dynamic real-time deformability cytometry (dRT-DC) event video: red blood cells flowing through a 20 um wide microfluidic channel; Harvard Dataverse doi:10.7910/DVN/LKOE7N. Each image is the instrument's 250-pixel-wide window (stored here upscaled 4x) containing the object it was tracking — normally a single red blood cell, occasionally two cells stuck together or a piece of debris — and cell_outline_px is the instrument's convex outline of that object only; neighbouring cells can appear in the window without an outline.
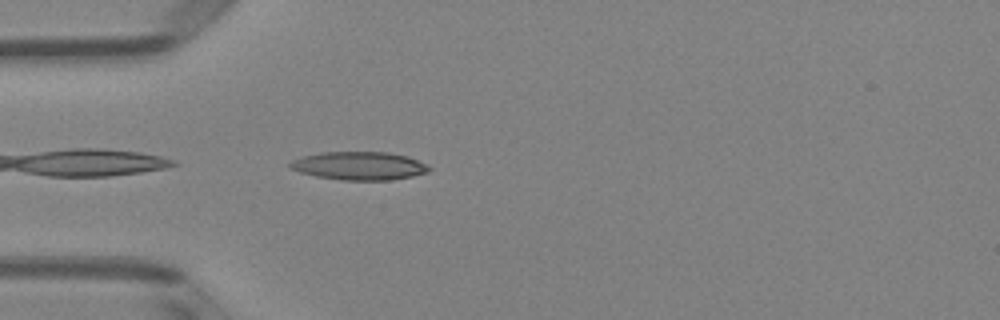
{"species": "Egyptian fruit bat (a non-hibernating species)", "species_latin": "Rousettus aegyptiacus", "temperature_condition": "room temperature", "stored_images_in_passage": 9, "camera_frame_rate_fps": 3000, "um_per_image_px": 0.085, "animal": {"sex": "female"}, "frame": {"image": 1, "passage_image": 1, "time_ms": 0.0, "image_size_px": [1000, 320], "cell_outline_px": [[432, 168], [428, 172], [412, 176], [392, 180], [344, 180], [316, 176], [300, 172], [288, 168], [288, 164], [292, 160], [304, 156], [320, 152], [388, 152], [408, 156], [428, 164]], "centroid_in_image_um": [30.56, 14.09], "position_along_channel_um": 54.4, "area_um2": 23.0}}
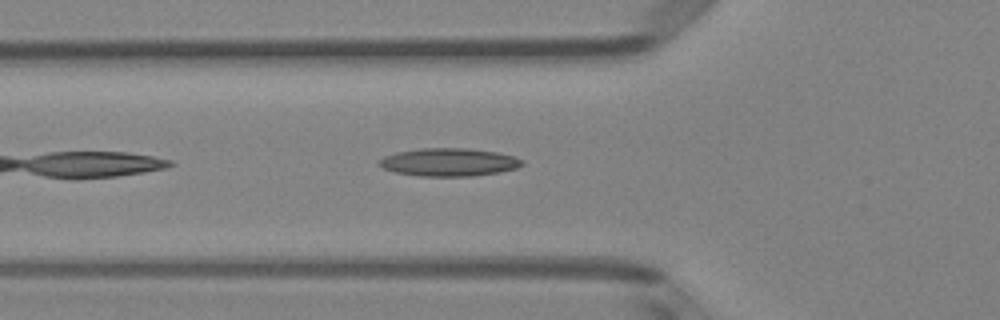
{"frame": {"image": 2, "passage_image": 4, "time_ms": 1.0, "image_size_px": [1000, 320], "cell_outline_px": [[524, 164], [516, 168], [496, 172], [472, 176], [420, 176], [396, 172], [384, 168], [376, 164], [384, 156], [396, 152], [420, 148], [468, 148], [496, 152], [516, 156], [524, 160]], "centroid_in_image_um": [38.16, 13.77], "position_along_channel_um": 87.6, "area_um2": 23.29}}